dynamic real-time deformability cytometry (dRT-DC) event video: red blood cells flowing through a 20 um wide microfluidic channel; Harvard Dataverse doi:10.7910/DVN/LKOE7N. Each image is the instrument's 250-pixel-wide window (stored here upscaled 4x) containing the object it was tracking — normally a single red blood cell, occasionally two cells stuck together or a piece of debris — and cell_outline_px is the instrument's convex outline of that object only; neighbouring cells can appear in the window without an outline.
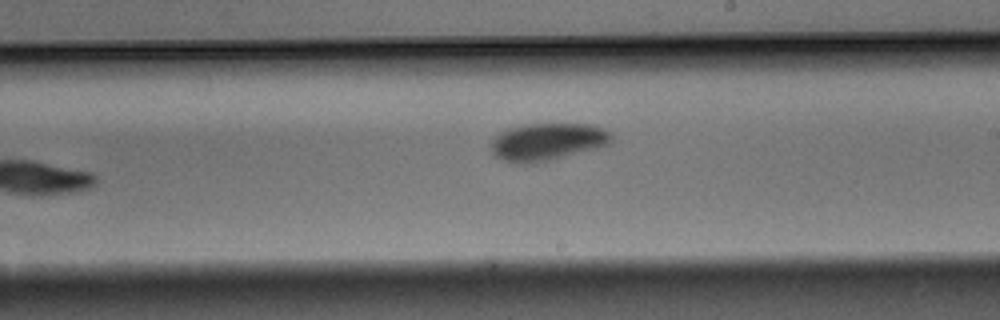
{"species": "Egyptian fruit bat (a non-hibernating species)", "species_latin": "Rousettus aegyptiacus", "temperature_condition": "warm", "stored_images_in_passage": 10, "camera_frame_rate_fps": 3000, "um_per_image_px": 0.085, "animal": {"sex": "male"}, "frame": {"image": 1, "passage_image": 9, "time_ms": 2.667, "image_size_px": [1000, 320], "cell_outline_px": [[612, 144], [600, 148], [536, 164], [520, 164], [504, 160], [492, 156], [492, 140], [500, 132], [508, 128], [524, 124], [596, 124], [608, 132], [612, 136]], "centroid_in_image_um": [46.56, 12.07], "position_along_channel_um": 242.4, "area_um2": 26.76}}
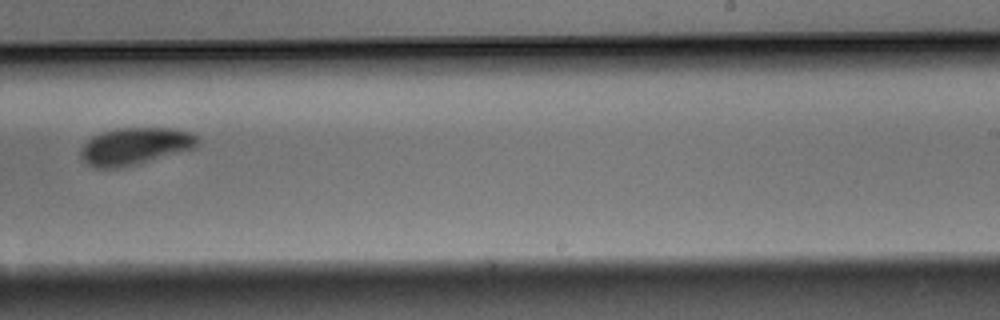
{"frame": {"image": 2, "passage_image": 10, "time_ms": 3.0, "image_size_px": [1000, 320], "cell_outline_px": [[200, 144], [196, 148], [136, 164], [116, 168], [96, 168], [88, 164], [80, 156], [80, 152], [84, 144], [92, 136], [116, 128], [172, 128], [188, 132], [196, 136], [200, 140]], "centroid_in_image_um": [11.5, 12.42], "position_along_channel_um": 277.5, "area_um2": 25.14}}